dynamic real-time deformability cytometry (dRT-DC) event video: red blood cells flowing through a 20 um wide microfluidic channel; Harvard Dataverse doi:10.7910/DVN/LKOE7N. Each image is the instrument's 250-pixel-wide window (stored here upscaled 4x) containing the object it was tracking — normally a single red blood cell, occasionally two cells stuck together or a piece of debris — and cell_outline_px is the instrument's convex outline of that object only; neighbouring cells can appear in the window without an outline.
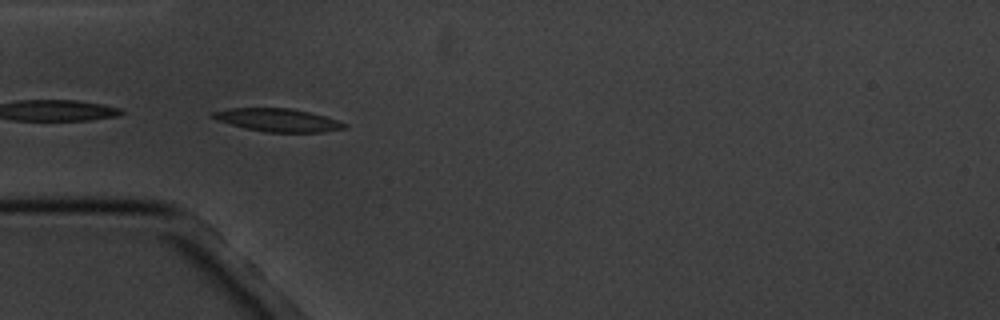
{"species": "common noctule bat (a hibernating species)", "species_latin": "Nyctalus noctula", "temperature_condition": "cold", "stored_images_in_passage": 7, "camera_frame_rate_fps": 3000, "um_per_image_px": 0.085, "animal": {"sex": "male", "body_mass_g": 20.1, "forearm_length_mm": 53.5}, "frame": {"image": 1, "passage_image": 5, "time_ms": 4.667, "image_size_px": [1000, 320], "cell_outline_px": [[348, 124], [344, 128], [324, 132], [264, 132], [244, 128], [216, 120], [208, 116], [212, 112], [228, 108], [292, 108], [324, 116]], "centroid_in_image_um": [23.55, 10.2], "position_along_channel_um": 61.4, "area_um2": 17.69}}
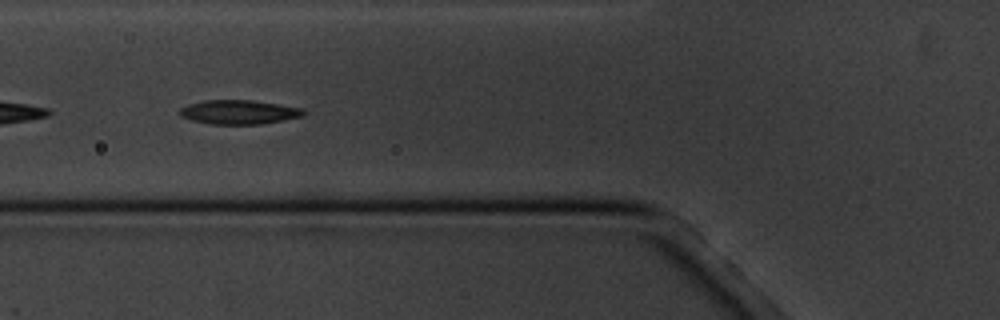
{"frame": {"image": 2, "passage_image": 6, "time_ms": 6.0, "image_size_px": [1000, 320], "cell_outline_px": [[304, 116], [260, 124], [212, 124], [192, 120], [180, 116], [180, 108], [188, 104], [204, 100], [252, 100], [304, 108]], "centroid_in_image_um": [20.31, 9.52], "position_along_channel_um": 105.5, "area_um2": 17.34}}